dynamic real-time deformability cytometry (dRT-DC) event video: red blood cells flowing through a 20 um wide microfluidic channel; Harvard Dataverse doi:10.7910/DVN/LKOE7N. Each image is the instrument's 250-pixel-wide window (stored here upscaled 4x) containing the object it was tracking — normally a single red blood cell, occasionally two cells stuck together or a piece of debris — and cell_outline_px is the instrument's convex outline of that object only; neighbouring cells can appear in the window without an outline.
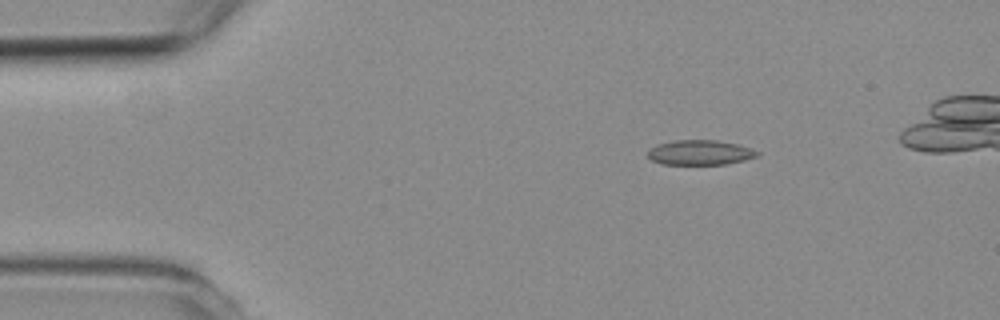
{"species": "common noctule bat (a hibernating species)", "species_latin": "Nyctalus noctula", "temperature_condition": "room temperature", "stored_images_in_passage": 3, "camera_frame_rate_fps": 3000, "um_per_image_px": 0.085, "animal": {"sex": "female", "body_mass_g": 19.3, "forearm_length_mm": 54.1}, "frame": {"image": 1, "passage_image": 1, "time_ms": 0.0, "image_size_px": [1000, 320], "cell_outline_px": [[760, 156], [728, 164], [660, 164], [652, 160], [648, 156], [648, 148], [656, 144], [672, 140], [716, 140], [736, 144], [752, 148], [760, 152]], "centroid_in_image_um": [59.5, 12.96], "position_along_channel_um": 25.5, "area_um2": 16.07}}